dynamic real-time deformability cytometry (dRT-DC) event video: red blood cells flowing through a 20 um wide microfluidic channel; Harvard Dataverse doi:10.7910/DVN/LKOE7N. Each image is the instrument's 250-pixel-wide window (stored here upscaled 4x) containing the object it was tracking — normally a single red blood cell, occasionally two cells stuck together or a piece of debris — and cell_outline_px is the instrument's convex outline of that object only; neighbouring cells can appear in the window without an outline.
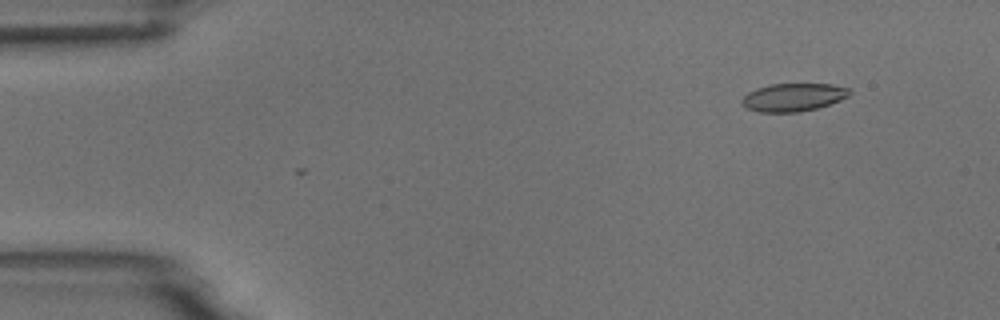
{"species": "common noctule bat (a hibernating species)", "species_latin": "Nyctalus noctula", "temperature_condition": "room temperature", "stored_images_in_passage": 2, "camera_frame_rate_fps": 3000, "um_per_image_px": 0.085, "animal": {"sex": "male", "body_mass_g": 18.8}, "frame": {"image": 1, "passage_image": 1, "time_ms": 0.0, "image_size_px": [1000, 320], "cell_outline_px": [[852, 92], [848, 96], [840, 100], [816, 108], [796, 112], [760, 112], [748, 108], [740, 100], [748, 92], [756, 88], [768, 84], [832, 84], [848, 88]], "centroid_in_image_um": [67.42, 8.25], "position_along_channel_um": 17.6, "area_um2": 17.4}}